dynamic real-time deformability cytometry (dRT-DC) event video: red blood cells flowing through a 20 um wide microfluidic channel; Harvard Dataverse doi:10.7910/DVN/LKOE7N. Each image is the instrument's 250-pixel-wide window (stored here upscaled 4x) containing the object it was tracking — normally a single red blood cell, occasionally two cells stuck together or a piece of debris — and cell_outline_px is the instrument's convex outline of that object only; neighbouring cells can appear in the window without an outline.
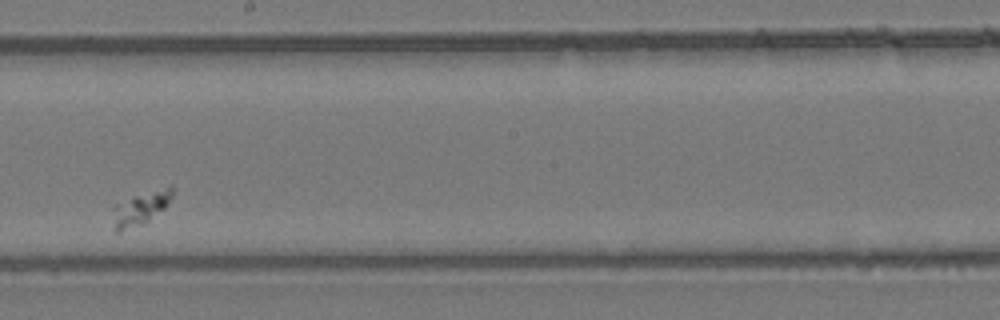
{"species": "common noctule bat (a hibernating species)", "species_latin": "Nyctalus noctula", "temperature_condition": "room temperature", "stored_images_in_passage": 5, "camera_frame_rate_fps": 3000, "um_per_image_px": 0.085, "animal": {"sex": "female", "body_mass_g": 24.6, "forearm_length_mm": 56.2}, "frame": {"image": 1, "passage_image": 5, "time_ms": 4.667, "image_size_px": [1000, 320], "cell_outline_px": [[172, 196], [168, 204], [164, 208], [148, 220], [140, 224], [120, 232], [116, 232], [112, 208], [116, 204], [136, 196], [172, 184]], "centroid_in_image_um": [11.96, 17.69], "position_along_channel_um": 236.2, "area_um2": 11.04}}